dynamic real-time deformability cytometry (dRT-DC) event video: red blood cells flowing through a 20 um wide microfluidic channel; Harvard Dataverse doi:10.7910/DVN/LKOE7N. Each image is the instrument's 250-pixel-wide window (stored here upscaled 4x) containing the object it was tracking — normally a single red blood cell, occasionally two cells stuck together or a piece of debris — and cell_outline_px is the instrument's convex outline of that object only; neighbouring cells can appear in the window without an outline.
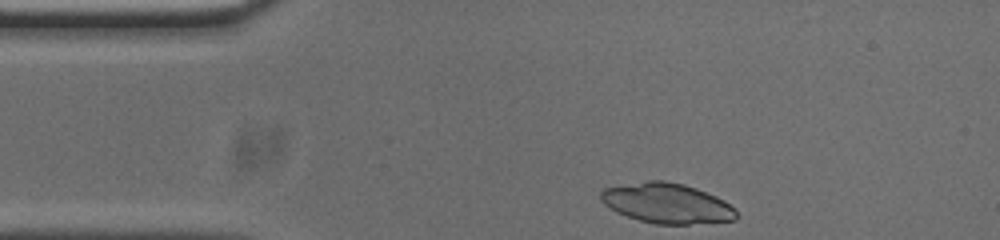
{"species": "common noctule bat (a hibernating species)", "species_latin": "Nyctalus noctula", "temperature_condition": "cold", "stored_images_in_passage": 35, "camera_frame_rate_fps": 3000, "um_per_image_px": 0.085, "animal": {"sex": "male", "body_mass_g": 20.0, "forearm_length_mm": 53.3}, "frame": {"image": 1, "passage_image": 1, "time_ms": 0.0, "image_size_px": [1000, 240], "cell_outline_px": [[740, 216], [736, 220], [688, 224], [656, 224], [640, 220], [616, 212], [604, 204], [600, 200], [600, 192], [604, 188], [648, 180], [664, 180], [684, 184], [696, 188], [716, 196], [724, 200], [736, 208]], "centroid_in_image_um": [56.72, 17.27], "position_along_channel_um": 28.3, "area_um2": 31.85}}